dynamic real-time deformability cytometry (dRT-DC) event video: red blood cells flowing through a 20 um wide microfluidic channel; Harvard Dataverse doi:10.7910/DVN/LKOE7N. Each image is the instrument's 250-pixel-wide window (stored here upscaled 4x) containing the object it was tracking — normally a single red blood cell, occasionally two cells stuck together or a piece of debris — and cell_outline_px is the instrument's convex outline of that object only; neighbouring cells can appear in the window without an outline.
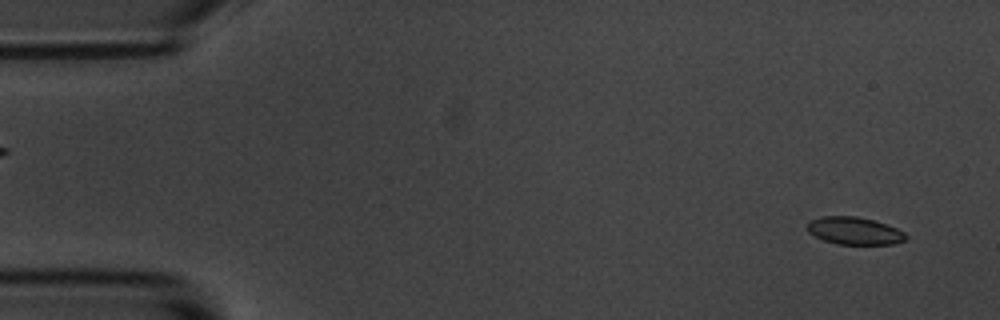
{"species": "common noctule bat (a hibernating species)", "species_latin": "Nyctalus noctula", "temperature_condition": "room temperature", "stored_images_in_passage": 2, "segment_of_instrument_passage": [2, 2], "camera_frame_rate_fps": 3000, "um_per_image_px": 0.085, "animal": {"sex": "male", "body_mass_g": 20.1, "forearm_length_mm": 53.5}, "frame": {"image": 1, "passage_image": 2, "time_ms": 1.333, "image_size_px": [1000, 320], "cell_outline_px": [[908, 240], [892, 244], [836, 244], [824, 240], [808, 232], [808, 220], [820, 216], [856, 216], [888, 224], [904, 232], [908, 236]], "centroid_in_image_um": [72.64, 19.61], "position_along_channel_um": 12.4, "area_um2": 15.9}}